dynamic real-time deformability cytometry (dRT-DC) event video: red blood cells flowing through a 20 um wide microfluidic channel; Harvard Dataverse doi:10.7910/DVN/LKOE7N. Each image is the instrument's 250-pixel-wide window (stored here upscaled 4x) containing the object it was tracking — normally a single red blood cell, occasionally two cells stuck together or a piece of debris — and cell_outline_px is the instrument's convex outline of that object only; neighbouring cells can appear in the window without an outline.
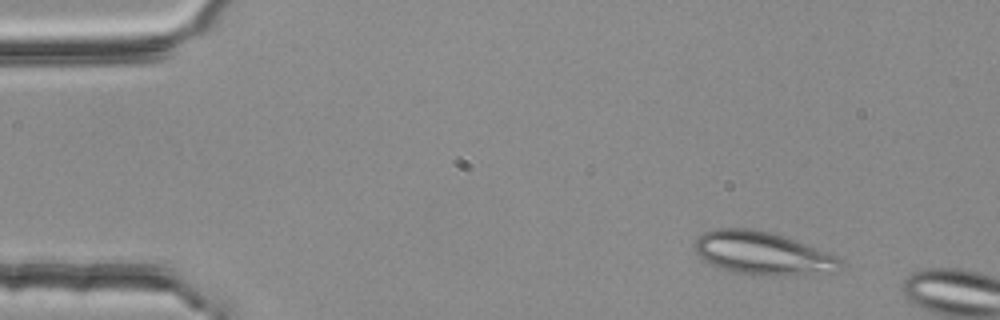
{"species": "common noctule bat (a hibernating species)", "species_latin": "Nyctalus noctula", "temperature_condition": "room temperature", "stored_images_in_passage": 2, "camera_frame_rate_fps": 3000, "um_per_image_px": 0.085, "animal": {"sex": "female", "body_mass_g": 25.1}, "frame": {"image": 1, "passage_image": 1, "time_ms": 0.0, "image_size_px": [1000, 320], "cell_outline_px": [[840, 268], [832, 272], [740, 272], [724, 268], [712, 264], [704, 260], [696, 252], [692, 244], [704, 232], [720, 228], [752, 228], [784, 236], [836, 256], [840, 260]], "centroid_in_image_um": [64.72, 21.44], "position_along_channel_um": 20.3, "area_um2": 34.33}}